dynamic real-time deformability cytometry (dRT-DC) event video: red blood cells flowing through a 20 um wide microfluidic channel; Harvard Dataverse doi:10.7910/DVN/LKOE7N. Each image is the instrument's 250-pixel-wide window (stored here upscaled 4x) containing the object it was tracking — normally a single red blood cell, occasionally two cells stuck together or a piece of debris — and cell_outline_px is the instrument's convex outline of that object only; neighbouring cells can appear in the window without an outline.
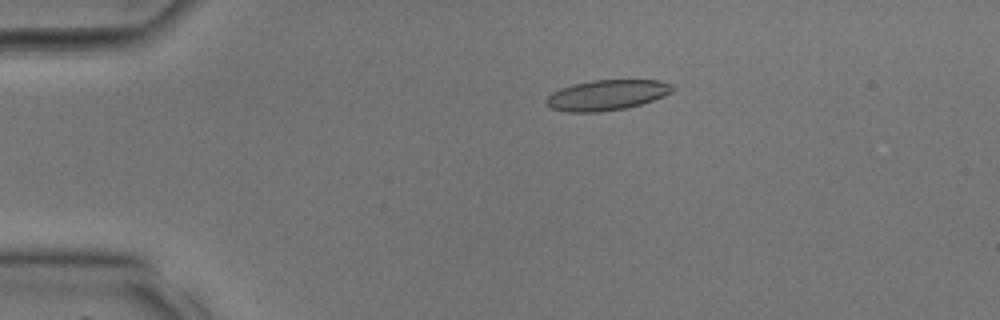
{"species": "common noctule bat (a hibernating species)", "species_latin": "Nyctalus noctula", "temperature_condition": "room temperature", "stored_images_in_passage": 36, "camera_frame_rate_fps": 3000, "um_per_image_px": 0.085, "animal": {"sex": "male", "body_mass_g": 17.9, "forearm_length_mm": 54.2}, "frame": {"image": 1, "passage_image": 8, "time_ms": 2.333, "image_size_px": [1000, 320], "cell_outline_px": [[676, 88], [672, 92], [664, 96], [640, 104], [624, 108], [596, 112], [568, 112], [552, 108], [544, 100], [552, 92], [560, 88], [572, 84], [592, 80], [660, 80], [676, 84]], "centroid_in_image_um": [51.62, 8.06], "position_along_channel_um": 33.4, "area_um2": 22.43}}
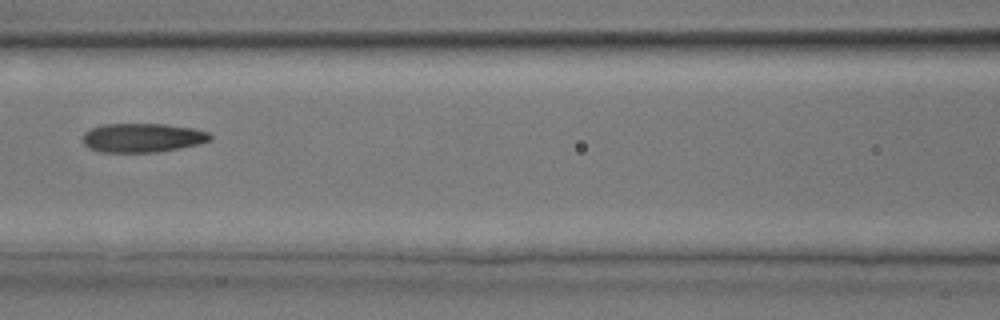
{"frame": {"image": 2, "passage_image": 17, "time_ms": 5.333, "image_size_px": [1000, 320], "cell_outline_px": [[212, 140], [200, 144], [180, 148], [156, 152], [100, 152], [88, 148], [80, 140], [84, 132], [100, 124], [164, 124], [192, 128], [208, 132], [212, 136]], "centroid_in_image_um": [12.08, 11.71], "position_along_channel_um": 154.5, "area_um2": 21.79}}
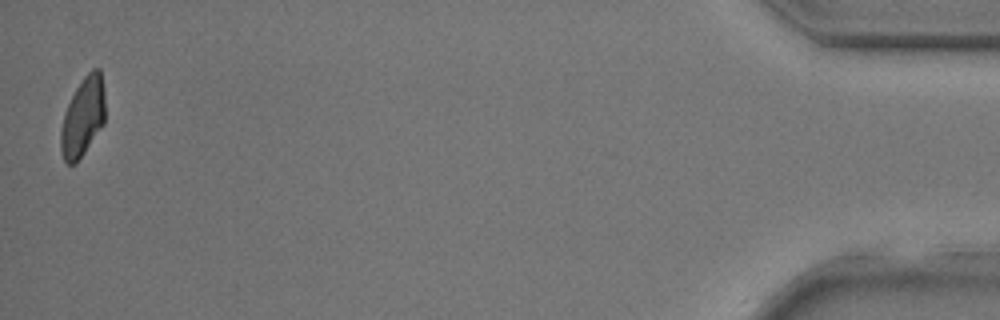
{"frame": {"image": 3, "passage_image": 36, "time_ms": 11.667, "image_size_px": [1000, 320], "cell_outline_px": [[104, 124], [76, 164], [68, 164], [64, 160], [60, 148], [60, 128], [64, 112], [76, 88], [84, 76], [92, 68], [100, 68], [104, 88]], "centroid_in_image_um": [7.04, 9.94], "position_along_channel_um": 428.2, "area_um2": 20.52}}